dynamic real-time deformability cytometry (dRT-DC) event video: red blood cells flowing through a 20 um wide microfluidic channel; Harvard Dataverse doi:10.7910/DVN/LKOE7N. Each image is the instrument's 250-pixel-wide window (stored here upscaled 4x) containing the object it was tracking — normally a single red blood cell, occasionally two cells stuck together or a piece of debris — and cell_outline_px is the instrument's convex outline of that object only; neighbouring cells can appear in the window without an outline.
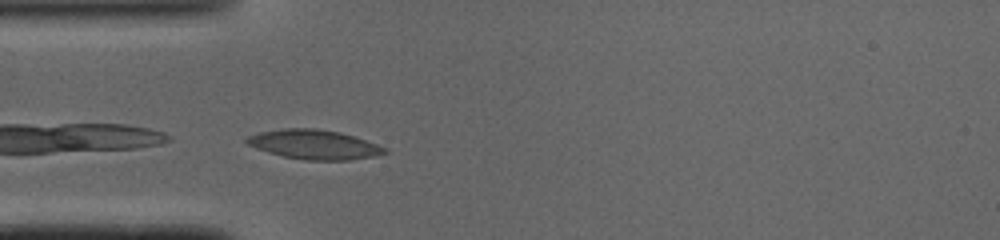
{"species": "common noctule bat (a hibernating species)", "species_latin": "Nyctalus noctula", "temperature_condition": "cold", "stored_images_in_passage": 33, "camera_frame_rate_fps": 3000, "um_per_image_px": 0.085, "animal": {"sex": "male", "body_mass_g": 19.0, "forearm_length_mm": 50.8}, "frame": {"image": 1, "passage_image": 1, "time_ms": 0.0, "image_size_px": [1000, 240], "cell_outline_px": [[388, 152], [376, 156], [348, 160], [308, 160], [284, 156], [268, 152], [248, 144], [244, 140], [248, 136], [260, 132], [284, 128], [316, 128], [340, 132], [388, 148]], "centroid_in_image_um": [26.72, 12.28], "position_along_channel_um": 58.3, "area_um2": 23.41}}
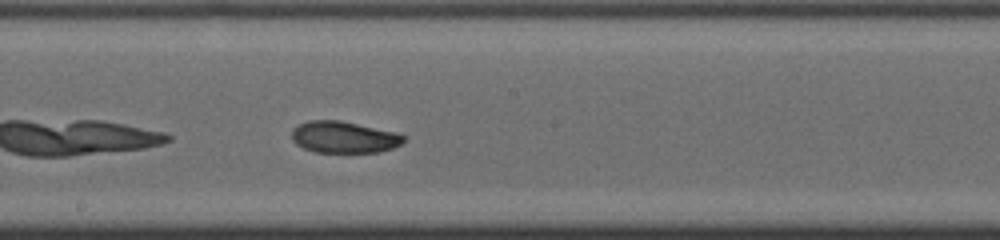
{"frame": {"image": 2, "passage_image": 13, "time_ms": 4.0, "image_size_px": [1000, 240], "cell_outline_px": [[408, 136], [400, 144], [392, 148], [380, 152], [316, 152], [304, 148], [296, 144], [292, 140], [292, 128], [308, 120], [340, 120], [392, 132]], "centroid_in_image_um": [29.2, 11.66], "position_along_channel_um": 219.0, "area_um2": 20.46}}
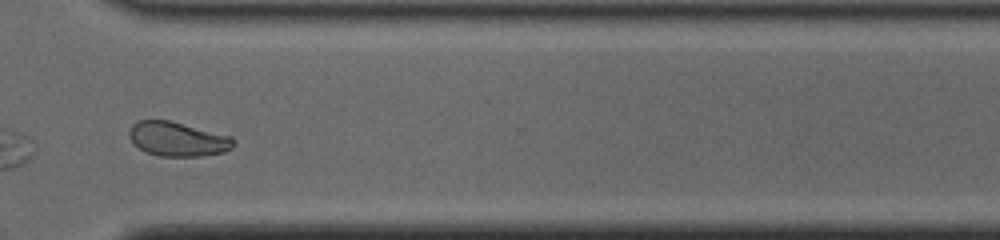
{"frame": {"image": 3, "passage_image": 23, "time_ms": 7.333, "image_size_px": [1000, 240], "cell_outline_px": [[236, 144], [232, 148], [224, 152], [200, 156], [160, 156], [148, 152], [140, 148], [128, 136], [128, 132], [132, 124], [136, 120], [168, 120], [232, 136], [236, 140]], "centroid_in_image_um": [15.13, 11.81], "position_along_channel_um": 355.5, "area_um2": 20.87}, "authors_computed_cell_mechanics": {"area_um2": 20.8658, "velocity_mm_per_s": 4.0681, "shape_relaxation_time_tau1_ms": 6.0212, "shape_relaxation_time_tau2_ms": 2.781, "deformation_change_tau1": 0.1645, "deformation_change_tau2": 0.0576}}